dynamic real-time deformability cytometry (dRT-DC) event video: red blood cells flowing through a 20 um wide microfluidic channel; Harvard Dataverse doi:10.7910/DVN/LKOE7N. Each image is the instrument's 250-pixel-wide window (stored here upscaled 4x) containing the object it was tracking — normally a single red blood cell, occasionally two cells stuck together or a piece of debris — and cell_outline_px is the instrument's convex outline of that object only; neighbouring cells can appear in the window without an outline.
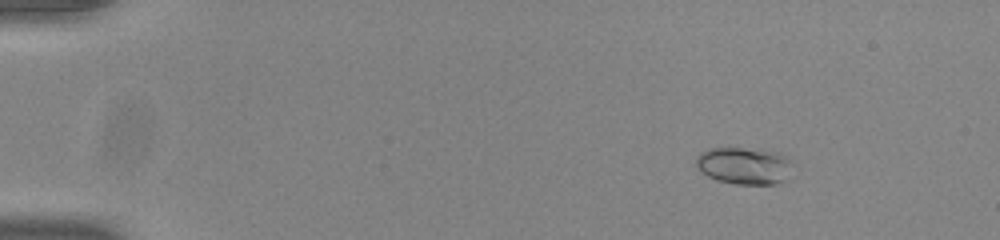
{"species": "common noctule bat (a hibernating species)", "species_latin": "Nyctalus noctula", "temperature_condition": "room temperature", "stored_images_in_passage": 53, "camera_frame_rate_fps": 3000, "um_per_image_px": 0.085, "animal": {"sex": "male", "body_mass_g": 20.0, "forearm_length_mm": 53.3}, "frame": {"image": 1, "passage_image": 7, "time_ms": 2.0, "image_size_px": [1000, 240], "cell_outline_px": [[792, 160], [784, 180], [776, 184], [736, 184], [716, 180], [708, 176], [696, 168], [696, 156], [700, 152], [708, 148], [740, 148], [780, 152], [788, 156]], "centroid_in_image_um": [63.21, 14.07], "position_along_channel_um": 21.8, "area_um2": 20.87}}
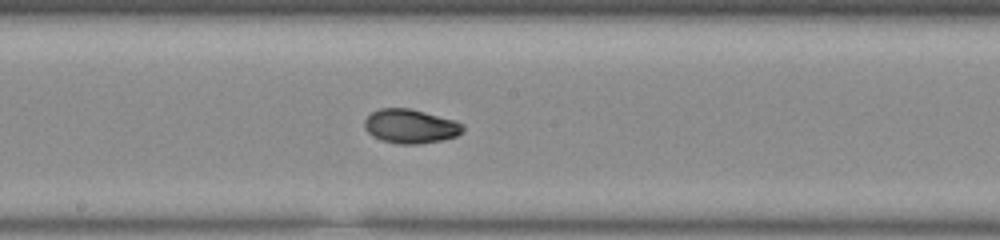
{"frame": {"image": 2, "passage_image": 30, "time_ms": 9.667, "image_size_px": [1000, 240], "cell_outline_px": [[464, 132], [456, 136], [444, 140], [420, 144], [400, 144], [380, 140], [372, 136], [364, 128], [364, 120], [372, 112], [380, 108], [408, 108], [456, 120], [464, 124]], "centroid_in_image_um": [34.91, 10.74], "position_along_channel_um": 213.3, "area_um2": 19.77}}
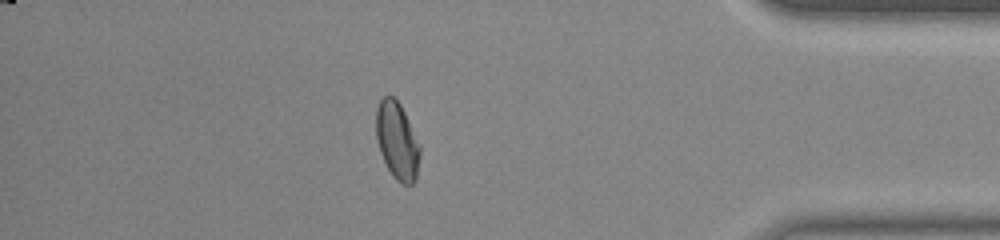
{"frame": {"image": 3, "passage_image": 47, "time_ms": 15.333, "image_size_px": [1000, 240], "cell_outline_px": [[420, 156], [416, 180], [412, 184], [400, 184], [396, 180], [388, 168], [380, 152], [376, 136], [376, 108], [380, 100], [384, 96], [392, 96], [400, 104], [404, 112], [420, 148]], "centroid_in_image_um": [33.75, 11.99], "position_along_channel_um": 401.5, "area_um2": 19.48}, "authors_computed_cell_mechanics": {"area_um2": 19.4786, "velocity_mm_per_s": 3.8816, "shape_relaxation_time_tau1_ms": 6.0858, "shape_relaxation_time_tau2_ms": 1.9518, "deformation_change_tau1": 0.1593, "deformation_change_tau2": 0.0434}}